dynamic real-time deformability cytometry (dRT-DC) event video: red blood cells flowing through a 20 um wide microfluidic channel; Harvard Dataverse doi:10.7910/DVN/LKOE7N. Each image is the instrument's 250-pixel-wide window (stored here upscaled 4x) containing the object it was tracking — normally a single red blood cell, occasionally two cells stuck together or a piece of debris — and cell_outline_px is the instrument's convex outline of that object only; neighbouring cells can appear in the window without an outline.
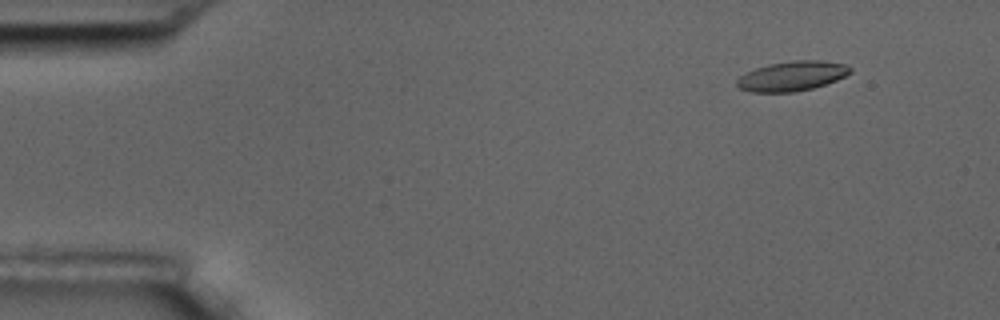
{"species": "common noctule bat (a hibernating species)", "species_latin": "Nyctalus noctula", "temperature_condition": "room temperature", "stored_images_in_passage": 4, "camera_frame_rate_fps": 3000, "um_per_image_px": 0.085, "animal": {"sex": "male", "body_mass_g": 17.5, "forearm_length_mm": 52.3}, "frame": {"image": 1, "passage_image": 2, "time_ms": 1.0, "image_size_px": [1000, 320], "cell_outline_px": [[852, 72], [836, 80], [812, 88], [792, 92], [752, 92], [740, 88], [736, 84], [736, 80], [740, 76], [756, 68], [768, 64], [792, 60], [820, 60], [844, 64], [852, 68]], "centroid_in_image_um": [67.32, 6.45], "position_along_channel_um": 17.7, "area_um2": 19.48}}
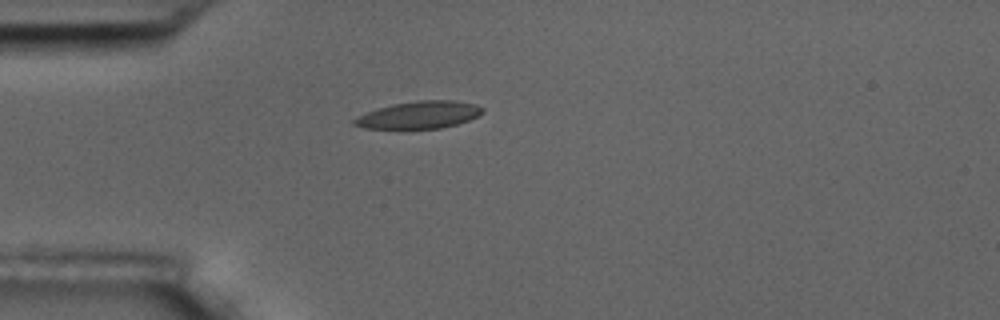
{"frame": {"image": 2, "passage_image": 4, "time_ms": 4.333, "image_size_px": [1000, 320], "cell_outline_px": [[484, 112], [480, 116], [456, 124], [440, 128], [364, 128], [352, 124], [352, 120], [376, 108], [392, 104], [420, 100], [456, 100], [476, 104], [484, 108]], "centroid_in_image_um": [35.68, 9.75], "position_along_channel_um": 49.3, "area_um2": 20.35}}